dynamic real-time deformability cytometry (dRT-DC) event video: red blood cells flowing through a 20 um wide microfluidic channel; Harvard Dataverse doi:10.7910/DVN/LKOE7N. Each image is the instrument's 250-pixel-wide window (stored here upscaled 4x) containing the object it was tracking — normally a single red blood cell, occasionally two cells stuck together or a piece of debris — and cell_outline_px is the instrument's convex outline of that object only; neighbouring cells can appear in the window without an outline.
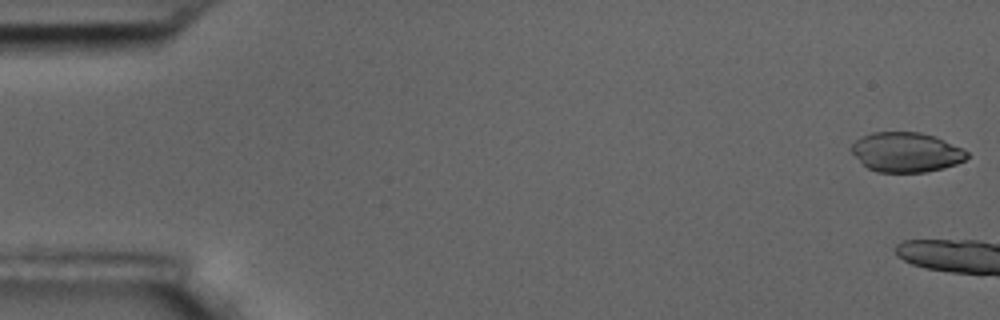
{"species": "common noctule bat (a hibernating species)", "species_latin": "Nyctalus noctula", "temperature_condition": "room temperature", "stored_images_in_passage": 4, "camera_frame_rate_fps": 3000, "um_per_image_px": 0.085, "animal": {"sex": "male", "body_mass_g": 17.5, "forearm_length_mm": 52.3}, "frame": {"image": 1, "passage_image": 1, "time_ms": 0.0, "image_size_px": [1000, 320], "cell_outline_px": [[968, 156], [964, 160], [956, 164], [944, 168], [924, 172], [876, 172], [868, 168], [848, 148], [860, 136], [872, 132], [920, 132], [936, 136], [964, 148], [968, 152]], "centroid_in_image_um": [77.04, 12.92], "position_along_channel_um": 8.0, "area_um2": 26.93}}